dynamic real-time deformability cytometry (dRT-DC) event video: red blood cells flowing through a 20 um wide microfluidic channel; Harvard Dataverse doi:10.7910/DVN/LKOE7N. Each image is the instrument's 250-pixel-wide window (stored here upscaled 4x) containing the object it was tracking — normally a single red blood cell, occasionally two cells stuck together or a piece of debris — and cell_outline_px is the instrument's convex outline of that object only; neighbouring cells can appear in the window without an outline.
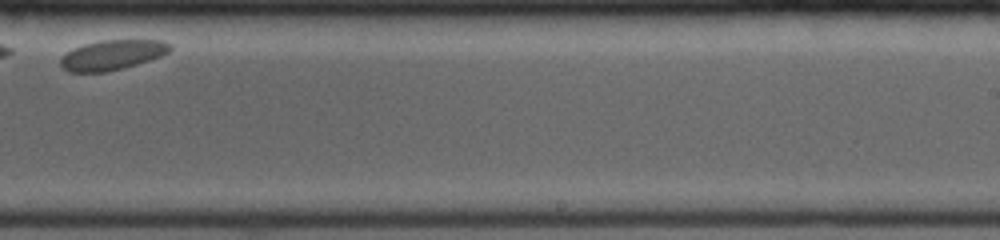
{"species": "common noctule bat (a hibernating species)", "species_latin": "Nyctalus noctula", "temperature_condition": "room temperature", "stored_images_in_passage": 22, "camera_frame_rate_fps": 4000, "um_per_image_px": 0.085, "animal": {"sex": "female", "body_mass_g": 19.0, "forearm_length_mm": 53.3}, "frame": {"image": 1, "passage_image": 10, "time_ms": 6.25, "image_size_px": [1000, 240], "cell_outline_px": [[172, 48], [168, 52], [160, 56], [124, 68], [104, 72], [68, 72], [60, 64], [60, 60], [72, 48], [84, 44], [100, 40], [160, 40], [172, 44]], "centroid_in_image_um": [9.54, 4.66], "position_along_channel_um": 279.5, "area_um2": 18.96}}
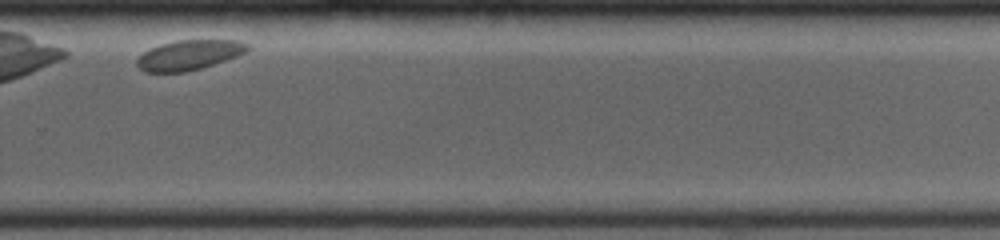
{"frame": {"image": 2, "passage_image": 13, "time_ms": 7.25, "image_size_px": [1000, 240], "cell_outline_px": [[252, 48], [248, 52], [200, 68], [184, 72], [144, 72], [136, 64], [136, 60], [144, 52], [160, 44], [176, 40], [240, 40], [248, 44]], "centroid_in_image_um": [16.1, 4.66], "position_along_channel_um": 313.7, "area_um2": 19.19}, "authors_computed_cell_mechanics": {"area_um2": 19.4786, "velocity_mm_per_s": 3.4392, "shape_relaxation_time_tau1_ms": 0.8546, "shape_relaxation_time_tau2_ms": 2.6073, "deformation_change_tau1": null, "deformation_change_tau2": 0.043}}